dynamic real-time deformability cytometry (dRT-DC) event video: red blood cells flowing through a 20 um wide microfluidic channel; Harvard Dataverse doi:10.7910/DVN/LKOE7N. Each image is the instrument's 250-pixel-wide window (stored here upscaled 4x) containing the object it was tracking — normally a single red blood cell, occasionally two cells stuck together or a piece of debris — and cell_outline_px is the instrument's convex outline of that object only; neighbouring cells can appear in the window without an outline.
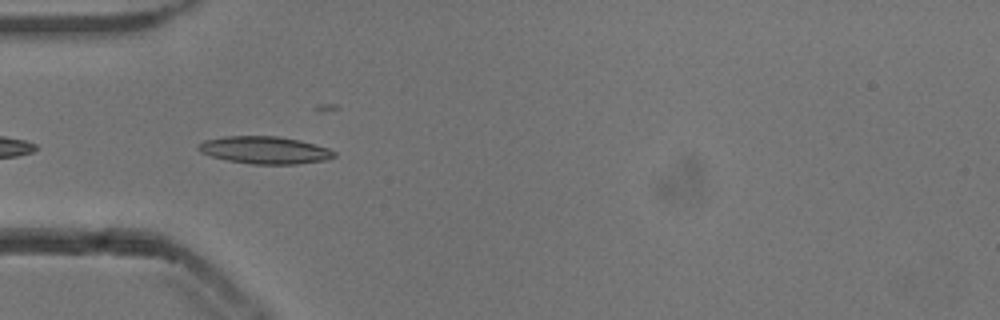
{"species": "common noctule bat (a hibernating species)", "species_latin": "Nyctalus noctula", "temperature_condition": "cold", "stored_images_in_passage": 15, "camera_frame_rate_fps": 3000, "um_per_image_px": 0.085, "animal": {"sex": "male", "body_mass_g": 13.3}, "frame": {"image": 1, "passage_image": 3, "time_ms": 0.667, "image_size_px": [1000, 320], "cell_outline_px": [[336, 156], [328, 160], [296, 164], [252, 164], [228, 160], [212, 156], [200, 152], [196, 148], [204, 140], [224, 136], [276, 136], [300, 140], [328, 148], [336, 152]], "centroid_in_image_um": [22.53, 12.76], "position_along_channel_um": 62.5, "area_um2": 21.68}}
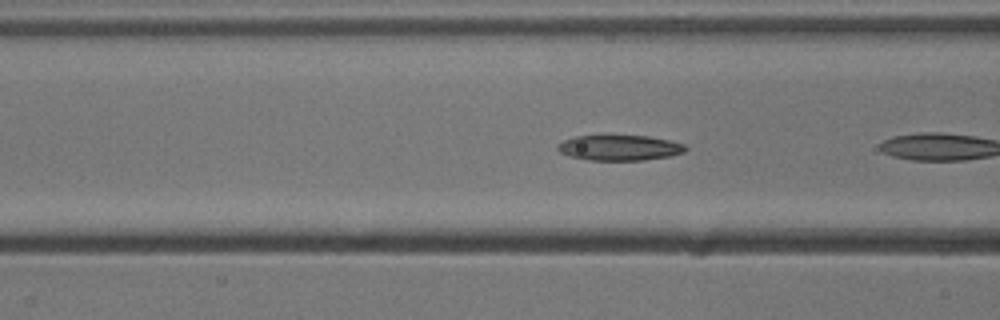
{"frame": {"image": 2, "passage_image": 5, "time_ms": 1.333, "image_size_px": [1000, 320], "cell_outline_px": [[688, 148], [684, 152], [672, 156], [644, 160], [588, 160], [572, 156], [560, 152], [556, 148], [556, 144], [564, 140], [576, 136], [604, 132], [612, 132], [648, 136], [668, 140], [684, 144]], "centroid_in_image_um": [52.63, 12.5], "position_along_channel_um": 114.0, "area_um2": 20.0}}